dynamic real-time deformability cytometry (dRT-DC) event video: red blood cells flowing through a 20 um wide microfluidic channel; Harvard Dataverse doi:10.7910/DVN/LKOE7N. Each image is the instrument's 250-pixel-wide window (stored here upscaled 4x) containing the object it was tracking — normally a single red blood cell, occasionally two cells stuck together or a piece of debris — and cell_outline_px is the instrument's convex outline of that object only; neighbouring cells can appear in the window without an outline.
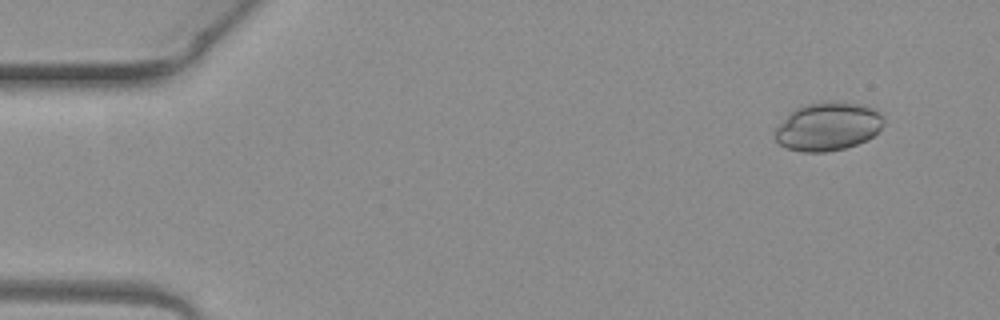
{"species": "common noctule bat (a hibernating species)", "species_latin": "Nyctalus noctula", "temperature_condition": "warm", "stored_images_in_passage": 5, "camera_frame_rate_fps": 3000, "um_per_image_px": 0.085, "animal": {"sex": "female", "body_mass_g": 19.3, "forearm_length_mm": 54.1}, "frame": {"image": 1, "passage_image": 2, "time_ms": 0.333, "image_size_px": [1000, 320], "cell_outline_px": [[884, 124], [868, 140], [844, 148], [824, 152], [800, 152], [788, 148], [780, 144], [772, 136], [772, 132], [788, 112], [804, 104], [824, 100], [856, 104], [872, 108], [880, 112], [884, 116]], "centroid_in_image_um": [70.32, 10.74], "position_along_channel_um": 14.7, "area_um2": 30.98}}